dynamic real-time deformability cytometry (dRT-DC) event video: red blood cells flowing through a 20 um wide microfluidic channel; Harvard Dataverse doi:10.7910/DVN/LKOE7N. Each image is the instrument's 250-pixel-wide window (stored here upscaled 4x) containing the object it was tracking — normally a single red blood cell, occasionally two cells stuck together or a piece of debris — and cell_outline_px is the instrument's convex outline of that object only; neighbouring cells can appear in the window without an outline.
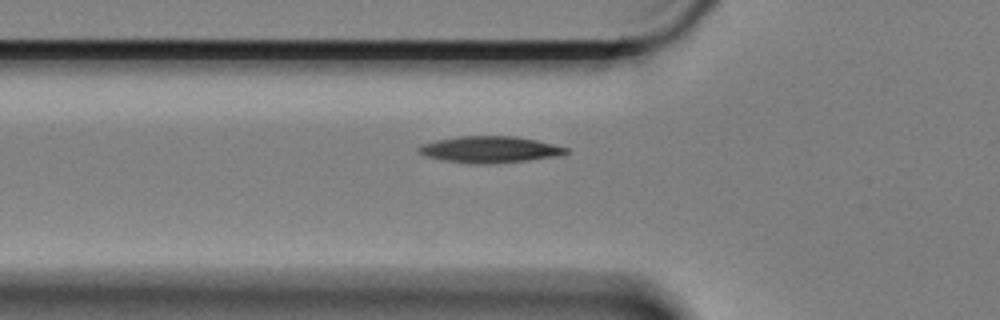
{"species": "Egyptian fruit bat (a non-hibernating species)", "species_latin": "Rousettus aegyptiacus", "temperature_condition": "cold", "stored_images_in_passage": 44, "camera_frame_rate_fps": 3000, "um_per_image_px": 0.085, "animal": {"sex": "female"}, "frame": {"image": 1, "passage_image": 5, "time_ms": 1.333, "image_size_px": [1000, 320], "cell_outline_px": [[568, 152], [560, 156], [528, 160], [492, 164], [476, 164], [444, 160], [428, 156], [416, 152], [416, 148], [420, 144], [436, 140], [460, 136], [516, 136], [536, 140], [568, 148]], "centroid_in_image_um": [41.62, 12.71], "position_along_channel_um": 84.2, "area_um2": 22.77}}
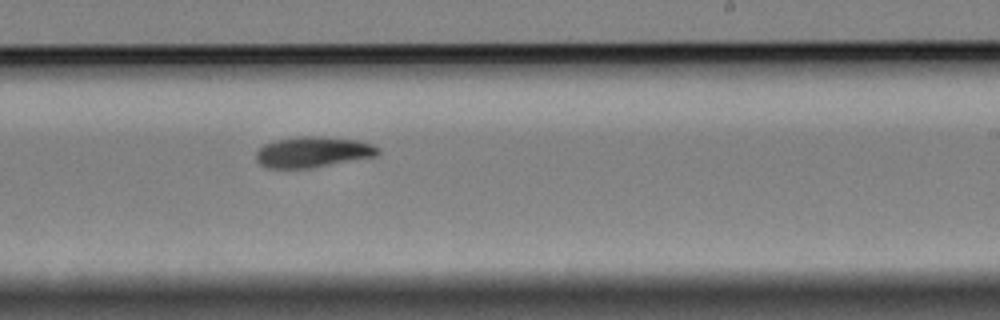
{"frame": {"image": 2, "passage_image": 21, "time_ms": 6.667, "image_size_px": [1000, 320], "cell_outline_px": [[380, 152], [376, 156], [312, 168], [268, 168], [260, 164], [256, 160], [256, 152], [264, 144], [276, 140], [296, 136], [324, 136], [356, 140], [372, 144], [380, 148]], "centroid_in_image_um": [26.6, 12.92], "position_along_channel_um": 262.4, "area_um2": 21.96}}
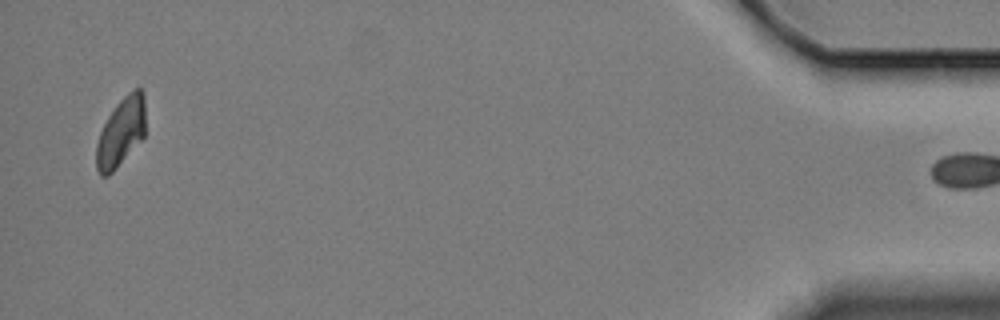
{"frame": {"image": 3, "passage_image": 43, "time_ms": 14.0, "image_size_px": [1000, 320], "cell_outline_px": [[144, 136], [116, 168], [108, 176], [100, 176], [96, 168], [96, 144], [100, 132], [108, 116], [116, 104], [128, 92], [136, 88], [140, 88], [144, 92]], "centroid_in_image_um": [10.26, 11.23], "position_along_channel_um": 424.9, "area_um2": 19.48}}